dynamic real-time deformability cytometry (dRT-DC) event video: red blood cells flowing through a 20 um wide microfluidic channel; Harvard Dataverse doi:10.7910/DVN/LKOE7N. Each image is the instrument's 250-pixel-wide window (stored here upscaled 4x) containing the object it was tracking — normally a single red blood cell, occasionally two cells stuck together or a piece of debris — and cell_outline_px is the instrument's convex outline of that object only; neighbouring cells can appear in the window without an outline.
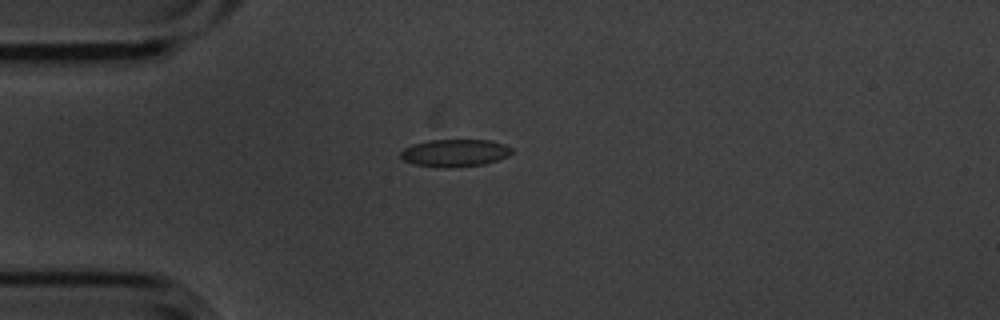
{"species": "common noctule bat (a hibernating species)", "species_latin": "Nyctalus noctula", "temperature_condition": "cold", "stored_images_in_passage": 5, "camera_frame_rate_fps": 3000, "um_per_image_px": 0.085, "animal": {"sex": "male", "body_mass_g": 20.1, "forearm_length_mm": 53.5}, "frame": {"image": 1, "passage_image": 3, "time_ms": 0.667, "image_size_px": [1000, 320], "cell_outline_px": [[512, 152], [508, 156], [484, 164], [448, 168], [444, 168], [412, 164], [404, 160], [400, 156], [400, 152], [404, 148], [412, 144], [428, 140], [488, 140], [504, 144], [512, 148]], "centroid_in_image_um": [38.63, 13.0], "position_along_channel_um": 46.4, "area_um2": 17.8}}
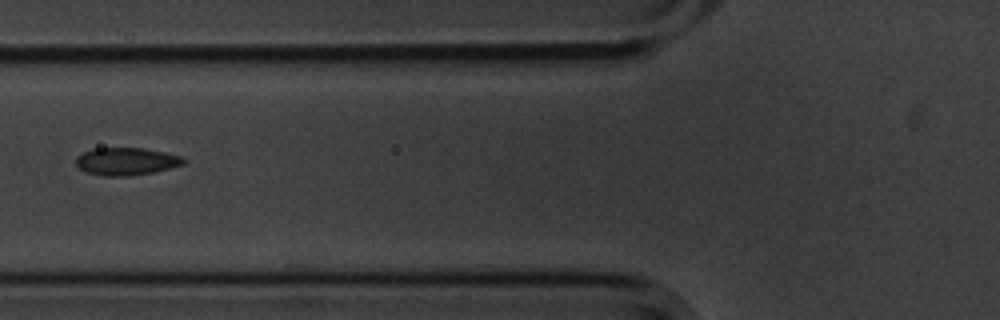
{"frame": {"image": 2, "passage_image": 5, "time_ms": 1.333, "image_size_px": [1000, 320], "cell_outline_px": [[188, 160], [184, 164], [152, 172], [128, 176], [104, 176], [88, 172], [80, 168], [76, 164], [76, 156], [92, 148], [144, 148], [164, 152], [180, 156]], "centroid_in_image_um": [10.73, 13.71], "position_along_channel_um": 115.1, "area_um2": 17.17}}